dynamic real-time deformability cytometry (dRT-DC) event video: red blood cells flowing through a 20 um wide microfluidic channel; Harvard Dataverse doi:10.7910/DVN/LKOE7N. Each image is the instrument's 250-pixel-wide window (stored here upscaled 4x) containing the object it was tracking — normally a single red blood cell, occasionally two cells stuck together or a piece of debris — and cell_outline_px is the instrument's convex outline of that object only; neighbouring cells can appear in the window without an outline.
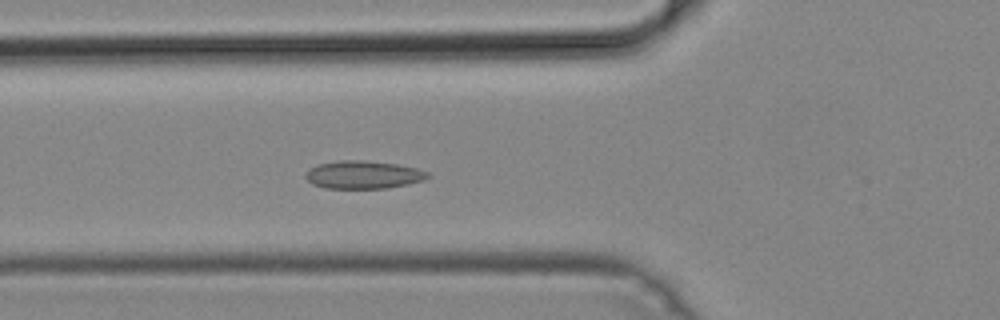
{"species": "common noctule bat (a hibernating species)", "species_latin": "Nyctalus noctula", "temperature_condition": "cold", "stored_images_in_passage": 35, "camera_frame_rate_fps": 3000, "um_per_image_px": 0.085, "animal": {"sex": "male", "body_mass_g": 19.2, "forearm_length_mm": 51.8}, "frame": {"image": 1, "passage_image": 13, "time_ms": 4.0, "image_size_px": [1000, 320], "cell_outline_px": [[432, 176], [424, 180], [408, 184], [388, 188], [324, 188], [312, 184], [304, 176], [308, 168], [316, 164], [340, 160], [360, 160], [396, 164], [416, 168], [428, 172]], "centroid_in_image_um": [30.86, 14.85], "position_along_channel_um": 94.9, "area_um2": 20.0}}
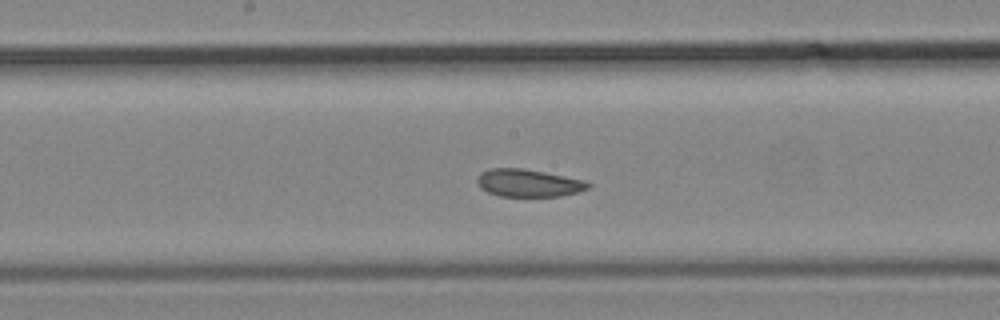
{"frame": {"image": 2, "passage_image": 21, "time_ms": 6.667, "image_size_px": [1000, 320], "cell_outline_px": [[592, 184], [588, 188], [576, 192], [560, 196], [500, 196], [488, 192], [480, 188], [476, 180], [480, 172], [488, 168], [524, 168], [584, 180]], "centroid_in_image_um": [44.87, 15.54], "position_along_channel_um": 203.3, "area_um2": 17.8}}
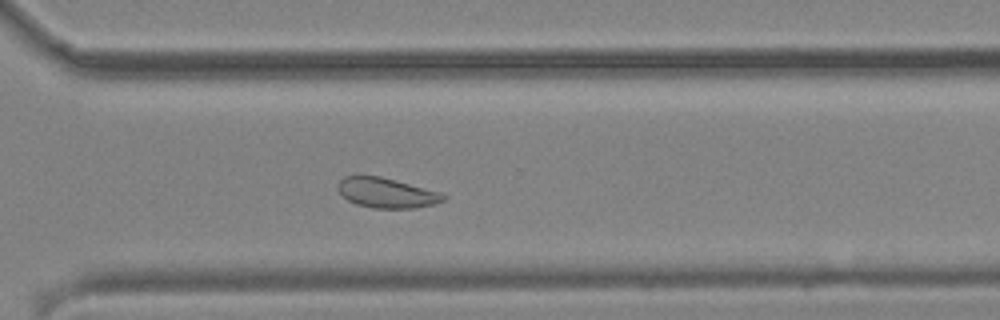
{"frame": {"image": 3, "passage_image": 31, "time_ms": 10.0, "image_size_px": [1000, 320], "cell_outline_px": [[448, 196], [444, 200], [436, 204], [416, 208], [372, 208], [356, 204], [348, 200], [336, 188], [336, 184], [344, 176], [380, 176], [444, 192]], "centroid_in_image_um": [32.91, 16.39], "position_along_channel_um": 337.7, "area_um2": 18.73}}